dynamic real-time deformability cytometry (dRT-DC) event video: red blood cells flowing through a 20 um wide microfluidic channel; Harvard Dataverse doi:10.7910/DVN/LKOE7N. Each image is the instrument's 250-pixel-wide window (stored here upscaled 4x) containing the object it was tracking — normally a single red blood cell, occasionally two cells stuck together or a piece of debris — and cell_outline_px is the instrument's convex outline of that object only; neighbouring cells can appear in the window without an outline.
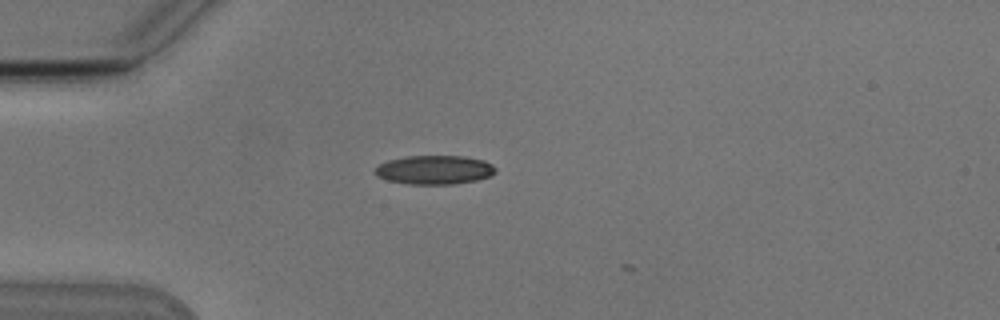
{"species": "Egyptian fruit bat (a non-hibernating species)", "species_latin": "Rousettus aegyptiacus", "temperature_condition": "cold", "stored_images_in_passage": 2, "camera_frame_rate_fps": 3000, "um_per_image_px": 0.085, "animal": {"sex": "male"}, "frame": {"image": 1, "passage_image": 1, "time_ms": 0.0, "image_size_px": [1000, 320], "cell_outline_px": [[496, 172], [492, 176], [476, 180], [452, 184], [408, 184], [388, 180], [376, 176], [372, 172], [380, 164], [388, 160], [408, 156], [464, 156], [484, 160], [492, 164], [496, 168]], "centroid_in_image_um": [36.94, 14.44], "position_along_channel_um": 48.1, "area_um2": 20.4}}